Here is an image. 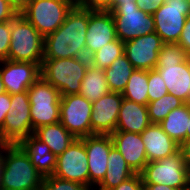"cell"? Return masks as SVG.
I'll use <instances>...</instances> for the list:
<instances>
[{
    "label": "cell",
    "instance_id": "83f0119b",
    "mask_svg": "<svg viewBox=\"0 0 190 190\" xmlns=\"http://www.w3.org/2000/svg\"><path fill=\"white\" fill-rule=\"evenodd\" d=\"M125 99L141 105L148 104V71L135 69L122 92Z\"/></svg>",
    "mask_w": 190,
    "mask_h": 190
},
{
    "label": "cell",
    "instance_id": "ab89813d",
    "mask_svg": "<svg viewBox=\"0 0 190 190\" xmlns=\"http://www.w3.org/2000/svg\"><path fill=\"white\" fill-rule=\"evenodd\" d=\"M178 44L184 48L187 54H190V15L186 18Z\"/></svg>",
    "mask_w": 190,
    "mask_h": 190
},
{
    "label": "cell",
    "instance_id": "7a4b0ae2",
    "mask_svg": "<svg viewBox=\"0 0 190 190\" xmlns=\"http://www.w3.org/2000/svg\"><path fill=\"white\" fill-rule=\"evenodd\" d=\"M0 190H41L43 178L19 144H0ZM7 152V153H6Z\"/></svg>",
    "mask_w": 190,
    "mask_h": 190
},
{
    "label": "cell",
    "instance_id": "2e32d148",
    "mask_svg": "<svg viewBox=\"0 0 190 190\" xmlns=\"http://www.w3.org/2000/svg\"><path fill=\"white\" fill-rule=\"evenodd\" d=\"M85 149L88 156L89 187L99 185L104 179L108 166V156L113 141L110 135L94 134L84 137Z\"/></svg>",
    "mask_w": 190,
    "mask_h": 190
},
{
    "label": "cell",
    "instance_id": "6da1fadb",
    "mask_svg": "<svg viewBox=\"0 0 190 190\" xmlns=\"http://www.w3.org/2000/svg\"><path fill=\"white\" fill-rule=\"evenodd\" d=\"M89 10L75 5L64 23L44 37V59L87 57L86 34Z\"/></svg>",
    "mask_w": 190,
    "mask_h": 190
},
{
    "label": "cell",
    "instance_id": "8992f818",
    "mask_svg": "<svg viewBox=\"0 0 190 190\" xmlns=\"http://www.w3.org/2000/svg\"><path fill=\"white\" fill-rule=\"evenodd\" d=\"M32 129L60 121V92L40 77L29 89Z\"/></svg>",
    "mask_w": 190,
    "mask_h": 190
},
{
    "label": "cell",
    "instance_id": "f35d334b",
    "mask_svg": "<svg viewBox=\"0 0 190 190\" xmlns=\"http://www.w3.org/2000/svg\"><path fill=\"white\" fill-rule=\"evenodd\" d=\"M17 14L7 0H0V23L11 21Z\"/></svg>",
    "mask_w": 190,
    "mask_h": 190
},
{
    "label": "cell",
    "instance_id": "52a82bcc",
    "mask_svg": "<svg viewBox=\"0 0 190 190\" xmlns=\"http://www.w3.org/2000/svg\"><path fill=\"white\" fill-rule=\"evenodd\" d=\"M111 11L116 37L122 42L155 32L154 17L139 9L136 1L118 3Z\"/></svg>",
    "mask_w": 190,
    "mask_h": 190
},
{
    "label": "cell",
    "instance_id": "4316f807",
    "mask_svg": "<svg viewBox=\"0 0 190 190\" xmlns=\"http://www.w3.org/2000/svg\"><path fill=\"white\" fill-rule=\"evenodd\" d=\"M134 70L135 68L125 54L116 58L112 64L104 70L110 92L122 93Z\"/></svg>",
    "mask_w": 190,
    "mask_h": 190
},
{
    "label": "cell",
    "instance_id": "9a60e30c",
    "mask_svg": "<svg viewBox=\"0 0 190 190\" xmlns=\"http://www.w3.org/2000/svg\"><path fill=\"white\" fill-rule=\"evenodd\" d=\"M0 74L7 93L15 94L28 89L41 77L40 64L32 62L0 61Z\"/></svg>",
    "mask_w": 190,
    "mask_h": 190
},
{
    "label": "cell",
    "instance_id": "44dd1931",
    "mask_svg": "<svg viewBox=\"0 0 190 190\" xmlns=\"http://www.w3.org/2000/svg\"><path fill=\"white\" fill-rule=\"evenodd\" d=\"M150 124L146 105L123 98L115 131L141 134Z\"/></svg>",
    "mask_w": 190,
    "mask_h": 190
},
{
    "label": "cell",
    "instance_id": "e0dca14e",
    "mask_svg": "<svg viewBox=\"0 0 190 190\" xmlns=\"http://www.w3.org/2000/svg\"><path fill=\"white\" fill-rule=\"evenodd\" d=\"M87 58L109 42L117 39L111 11L89 10L86 34Z\"/></svg>",
    "mask_w": 190,
    "mask_h": 190
},
{
    "label": "cell",
    "instance_id": "4dcf8cb0",
    "mask_svg": "<svg viewBox=\"0 0 190 190\" xmlns=\"http://www.w3.org/2000/svg\"><path fill=\"white\" fill-rule=\"evenodd\" d=\"M187 55L178 43H164L158 53L157 65L181 64L186 61Z\"/></svg>",
    "mask_w": 190,
    "mask_h": 190
},
{
    "label": "cell",
    "instance_id": "30bf717a",
    "mask_svg": "<svg viewBox=\"0 0 190 190\" xmlns=\"http://www.w3.org/2000/svg\"><path fill=\"white\" fill-rule=\"evenodd\" d=\"M155 32L164 43H178L186 18L190 15V3L187 0H166L152 14Z\"/></svg>",
    "mask_w": 190,
    "mask_h": 190
},
{
    "label": "cell",
    "instance_id": "d4e9b609",
    "mask_svg": "<svg viewBox=\"0 0 190 190\" xmlns=\"http://www.w3.org/2000/svg\"><path fill=\"white\" fill-rule=\"evenodd\" d=\"M190 103L172 110L159 124L163 131L177 144L187 141Z\"/></svg>",
    "mask_w": 190,
    "mask_h": 190
},
{
    "label": "cell",
    "instance_id": "277c9868",
    "mask_svg": "<svg viewBox=\"0 0 190 190\" xmlns=\"http://www.w3.org/2000/svg\"><path fill=\"white\" fill-rule=\"evenodd\" d=\"M10 35L7 60L42 64L44 37L21 13L10 21Z\"/></svg>",
    "mask_w": 190,
    "mask_h": 190
},
{
    "label": "cell",
    "instance_id": "5b68a950",
    "mask_svg": "<svg viewBox=\"0 0 190 190\" xmlns=\"http://www.w3.org/2000/svg\"><path fill=\"white\" fill-rule=\"evenodd\" d=\"M140 174L143 184H164L175 189L190 190V170L180 151L148 162Z\"/></svg>",
    "mask_w": 190,
    "mask_h": 190
},
{
    "label": "cell",
    "instance_id": "4fadbf2b",
    "mask_svg": "<svg viewBox=\"0 0 190 190\" xmlns=\"http://www.w3.org/2000/svg\"><path fill=\"white\" fill-rule=\"evenodd\" d=\"M163 44L161 37L153 32L124 42V54L135 69L154 70Z\"/></svg>",
    "mask_w": 190,
    "mask_h": 190
},
{
    "label": "cell",
    "instance_id": "1f68e13d",
    "mask_svg": "<svg viewBox=\"0 0 190 190\" xmlns=\"http://www.w3.org/2000/svg\"><path fill=\"white\" fill-rule=\"evenodd\" d=\"M89 186L61 179L54 175L43 178L41 190H90Z\"/></svg>",
    "mask_w": 190,
    "mask_h": 190
},
{
    "label": "cell",
    "instance_id": "3957f363",
    "mask_svg": "<svg viewBox=\"0 0 190 190\" xmlns=\"http://www.w3.org/2000/svg\"><path fill=\"white\" fill-rule=\"evenodd\" d=\"M89 64L87 57L43 59L41 77L54 86L61 96L79 94Z\"/></svg>",
    "mask_w": 190,
    "mask_h": 190
},
{
    "label": "cell",
    "instance_id": "484cf974",
    "mask_svg": "<svg viewBox=\"0 0 190 190\" xmlns=\"http://www.w3.org/2000/svg\"><path fill=\"white\" fill-rule=\"evenodd\" d=\"M109 92L110 90L104 70L89 64L85 77L81 82V90L79 94L90 102H94Z\"/></svg>",
    "mask_w": 190,
    "mask_h": 190
},
{
    "label": "cell",
    "instance_id": "cb8c5ba5",
    "mask_svg": "<svg viewBox=\"0 0 190 190\" xmlns=\"http://www.w3.org/2000/svg\"><path fill=\"white\" fill-rule=\"evenodd\" d=\"M134 174L136 173L128 166L120 152L112 147L108 156L106 175L98 185L99 190H111Z\"/></svg>",
    "mask_w": 190,
    "mask_h": 190
},
{
    "label": "cell",
    "instance_id": "ffe728a7",
    "mask_svg": "<svg viewBox=\"0 0 190 190\" xmlns=\"http://www.w3.org/2000/svg\"><path fill=\"white\" fill-rule=\"evenodd\" d=\"M155 70L165 82L168 93L184 103H190V72L187 62L171 65H157Z\"/></svg>",
    "mask_w": 190,
    "mask_h": 190
},
{
    "label": "cell",
    "instance_id": "ee69618b",
    "mask_svg": "<svg viewBox=\"0 0 190 190\" xmlns=\"http://www.w3.org/2000/svg\"><path fill=\"white\" fill-rule=\"evenodd\" d=\"M5 88H4V84H3V81H2V77H1V74H0V94H3L5 93Z\"/></svg>",
    "mask_w": 190,
    "mask_h": 190
},
{
    "label": "cell",
    "instance_id": "f1b7e54d",
    "mask_svg": "<svg viewBox=\"0 0 190 190\" xmlns=\"http://www.w3.org/2000/svg\"><path fill=\"white\" fill-rule=\"evenodd\" d=\"M184 104L182 100L170 93L165 94L160 99L149 102L147 108L151 124H160L172 110Z\"/></svg>",
    "mask_w": 190,
    "mask_h": 190
},
{
    "label": "cell",
    "instance_id": "ba28073f",
    "mask_svg": "<svg viewBox=\"0 0 190 190\" xmlns=\"http://www.w3.org/2000/svg\"><path fill=\"white\" fill-rule=\"evenodd\" d=\"M74 6L70 0H32L21 14L46 37L64 23Z\"/></svg>",
    "mask_w": 190,
    "mask_h": 190
},
{
    "label": "cell",
    "instance_id": "681fc988",
    "mask_svg": "<svg viewBox=\"0 0 190 190\" xmlns=\"http://www.w3.org/2000/svg\"><path fill=\"white\" fill-rule=\"evenodd\" d=\"M0 152H2V151H0ZM0 170H1V153H0Z\"/></svg>",
    "mask_w": 190,
    "mask_h": 190
},
{
    "label": "cell",
    "instance_id": "e575fe53",
    "mask_svg": "<svg viewBox=\"0 0 190 190\" xmlns=\"http://www.w3.org/2000/svg\"><path fill=\"white\" fill-rule=\"evenodd\" d=\"M76 5L88 10L110 11L114 8V0H80Z\"/></svg>",
    "mask_w": 190,
    "mask_h": 190
},
{
    "label": "cell",
    "instance_id": "9c48e42d",
    "mask_svg": "<svg viewBox=\"0 0 190 190\" xmlns=\"http://www.w3.org/2000/svg\"><path fill=\"white\" fill-rule=\"evenodd\" d=\"M30 106L28 91L11 94L10 112L0 130V144H19L34 134Z\"/></svg>",
    "mask_w": 190,
    "mask_h": 190
},
{
    "label": "cell",
    "instance_id": "b9f144b4",
    "mask_svg": "<svg viewBox=\"0 0 190 190\" xmlns=\"http://www.w3.org/2000/svg\"><path fill=\"white\" fill-rule=\"evenodd\" d=\"M9 4L17 11L21 13L32 0H7Z\"/></svg>",
    "mask_w": 190,
    "mask_h": 190
},
{
    "label": "cell",
    "instance_id": "7dc6e473",
    "mask_svg": "<svg viewBox=\"0 0 190 190\" xmlns=\"http://www.w3.org/2000/svg\"><path fill=\"white\" fill-rule=\"evenodd\" d=\"M186 62H187V66H188V69H189V72H190V54L187 55Z\"/></svg>",
    "mask_w": 190,
    "mask_h": 190
},
{
    "label": "cell",
    "instance_id": "7bdbcfd3",
    "mask_svg": "<svg viewBox=\"0 0 190 190\" xmlns=\"http://www.w3.org/2000/svg\"><path fill=\"white\" fill-rule=\"evenodd\" d=\"M144 190H180L164 184H144Z\"/></svg>",
    "mask_w": 190,
    "mask_h": 190
},
{
    "label": "cell",
    "instance_id": "f6af8a7d",
    "mask_svg": "<svg viewBox=\"0 0 190 190\" xmlns=\"http://www.w3.org/2000/svg\"><path fill=\"white\" fill-rule=\"evenodd\" d=\"M189 118H190V112H189ZM187 140H190V119L188 121Z\"/></svg>",
    "mask_w": 190,
    "mask_h": 190
},
{
    "label": "cell",
    "instance_id": "603a6c76",
    "mask_svg": "<svg viewBox=\"0 0 190 190\" xmlns=\"http://www.w3.org/2000/svg\"><path fill=\"white\" fill-rule=\"evenodd\" d=\"M34 135L45 143L57 157L61 155L76 138L59 122L39 127Z\"/></svg>",
    "mask_w": 190,
    "mask_h": 190
},
{
    "label": "cell",
    "instance_id": "8d00e7d4",
    "mask_svg": "<svg viewBox=\"0 0 190 190\" xmlns=\"http://www.w3.org/2000/svg\"><path fill=\"white\" fill-rule=\"evenodd\" d=\"M139 9L147 12L148 14L155 13L158 8L163 5L166 0H135Z\"/></svg>",
    "mask_w": 190,
    "mask_h": 190
},
{
    "label": "cell",
    "instance_id": "8fae6325",
    "mask_svg": "<svg viewBox=\"0 0 190 190\" xmlns=\"http://www.w3.org/2000/svg\"><path fill=\"white\" fill-rule=\"evenodd\" d=\"M92 102L80 94L61 96L60 123L76 138L91 136Z\"/></svg>",
    "mask_w": 190,
    "mask_h": 190
},
{
    "label": "cell",
    "instance_id": "d6a6232c",
    "mask_svg": "<svg viewBox=\"0 0 190 190\" xmlns=\"http://www.w3.org/2000/svg\"><path fill=\"white\" fill-rule=\"evenodd\" d=\"M168 94L166 85L160 74L154 69L148 71V103Z\"/></svg>",
    "mask_w": 190,
    "mask_h": 190
},
{
    "label": "cell",
    "instance_id": "836d02e7",
    "mask_svg": "<svg viewBox=\"0 0 190 190\" xmlns=\"http://www.w3.org/2000/svg\"><path fill=\"white\" fill-rule=\"evenodd\" d=\"M10 21L0 23V61L7 60L10 46Z\"/></svg>",
    "mask_w": 190,
    "mask_h": 190
},
{
    "label": "cell",
    "instance_id": "74e56055",
    "mask_svg": "<svg viewBox=\"0 0 190 190\" xmlns=\"http://www.w3.org/2000/svg\"><path fill=\"white\" fill-rule=\"evenodd\" d=\"M11 95L7 92L0 94V130L3 128L6 115L10 112Z\"/></svg>",
    "mask_w": 190,
    "mask_h": 190
},
{
    "label": "cell",
    "instance_id": "d6986e66",
    "mask_svg": "<svg viewBox=\"0 0 190 190\" xmlns=\"http://www.w3.org/2000/svg\"><path fill=\"white\" fill-rule=\"evenodd\" d=\"M141 136L148 162L157 161L179 152L180 145L172 140L159 124H150Z\"/></svg>",
    "mask_w": 190,
    "mask_h": 190
},
{
    "label": "cell",
    "instance_id": "d590c367",
    "mask_svg": "<svg viewBox=\"0 0 190 190\" xmlns=\"http://www.w3.org/2000/svg\"><path fill=\"white\" fill-rule=\"evenodd\" d=\"M111 190H144V184L140 173L134 174L128 180L120 183Z\"/></svg>",
    "mask_w": 190,
    "mask_h": 190
},
{
    "label": "cell",
    "instance_id": "f546056e",
    "mask_svg": "<svg viewBox=\"0 0 190 190\" xmlns=\"http://www.w3.org/2000/svg\"><path fill=\"white\" fill-rule=\"evenodd\" d=\"M124 54V42L118 38L112 42L107 43L99 50L94 52L90 57V64L105 70L112 62Z\"/></svg>",
    "mask_w": 190,
    "mask_h": 190
},
{
    "label": "cell",
    "instance_id": "bcb514c9",
    "mask_svg": "<svg viewBox=\"0 0 190 190\" xmlns=\"http://www.w3.org/2000/svg\"><path fill=\"white\" fill-rule=\"evenodd\" d=\"M127 1H133V0H114V7L121 2H127Z\"/></svg>",
    "mask_w": 190,
    "mask_h": 190
},
{
    "label": "cell",
    "instance_id": "5bb4252c",
    "mask_svg": "<svg viewBox=\"0 0 190 190\" xmlns=\"http://www.w3.org/2000/svg\"><path fill=\"white\" fill-rule=\"evenodd\" d=\"M122 100V93L109 92L92 102L91 135L115 132Z\"/></svg>",
    "mask_w": 190,
    "mask_h": 190
},
{
    "label": "cell",
    "instance_id": "c3c4849f",
    "mask_svg": "<svg viewBox=\"0 0 190 190\" xmlns=\"http://www.w3.org/2000/svg\"><path fill=\"white\" fill-rule=\"evenodd\" d=\"M70 1H72L76 5L80 0H70Z\"/></svg>",
    "mask_w": 190,
    "mask_h": 190
},
{
    "label": "cell",
    "instance_id": "60d3db41",
    "mask_svg": "<svg viewBox=\"0 0 190 190\" xmlns=\"http://www.w3.org/2000/svg\"><path fill=\"white\" fill-rule=\"evenodd\" d=\"M179 151L181 152L185 165L190 170V140L183 141L180 144Z\"/></svg>",
    "mask_w": 190,
    "mask_h": 190
},
{
    "label": "cell",
    "instance_id": "ac0fdd59",
    "mask_svg": "<svg viewBox=\"0 0 190 190\" xmlns=\"http://www.w3.org/2000/svg\"><path fill=\"white\" fill-rule=\"evenodd\" d=\"M110 136L113 147L120 152L128 166L135 173H140L148 163L141 134L115 131Z\"/></svg>",
    "mask_w": 190,
    "mask_h": 190
},
{
    "label": "cell",
    "instance_id": "7c38bea8",
    "mask_svg": "<svg viewBox=\"0 0 190 190\" xmlns=\"http://www.w3.org/2000/svg\"><path fill=\"white\" fill-rule=\"evenodd\" d=\"M88 167L84 138L76 139L61 155L57 156L53 175L89 186Z\"/></svg>",
    "mask_w": 190,
    "mask_h": 190
},
{
    "label": "cell",
    "instance_id": "7402d4cb",
    "mask_svg": "<svg viewBox=\"0 0 190 190\" xmlns=\"http://www.w3.org/2000/svg\"><path fill=\"white\" fill-rule=\"evenodd\" d=\"M19 145L29 155L31 163L42 177L53 175L57 157L45 143L32 134L23 139Z\"/></svg>",
    "mask_w": 190,
    "mask_h": 190
}]
</instances>
